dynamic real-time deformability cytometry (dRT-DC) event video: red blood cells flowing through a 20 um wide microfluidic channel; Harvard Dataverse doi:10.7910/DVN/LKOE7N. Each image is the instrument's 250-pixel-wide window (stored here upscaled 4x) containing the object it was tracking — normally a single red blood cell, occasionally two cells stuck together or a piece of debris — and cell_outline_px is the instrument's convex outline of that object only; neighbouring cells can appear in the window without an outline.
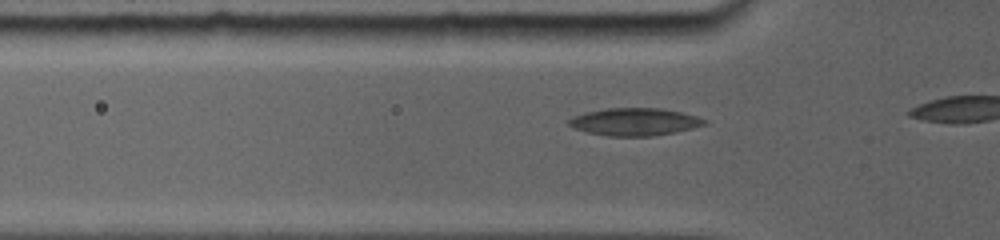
{"species": "common noctule bat (a hibernating species)", "species_latin": "Nyctalus noctula", "temperature_condition": "room temperature", "stored_images_in_passage": 7, "camera_frame_rate_fps": 5000, "um_per_image_px": 0.085, "animal": {"sex": "female", "body_mass_g": 19.0, "forearm_length_mm": 56.7}, "frame": {"image": 1, "passage_image": 5, "time_ms": 1.4, "image_size_px": [1000, 240], "cell_outline_px": [[704, 124], [672, 132], [648, 136], [612, 136], [588, 132], [576, 128], [568, 124], [568, 120], [584, 112], [608, 108], [660, 108], [680, 112], [696, 116], [704, 120]], "centroid_in_image_um": [53.88, 10.34], "position_along_channel_um": 71.9, "area_um2": 21.04}}